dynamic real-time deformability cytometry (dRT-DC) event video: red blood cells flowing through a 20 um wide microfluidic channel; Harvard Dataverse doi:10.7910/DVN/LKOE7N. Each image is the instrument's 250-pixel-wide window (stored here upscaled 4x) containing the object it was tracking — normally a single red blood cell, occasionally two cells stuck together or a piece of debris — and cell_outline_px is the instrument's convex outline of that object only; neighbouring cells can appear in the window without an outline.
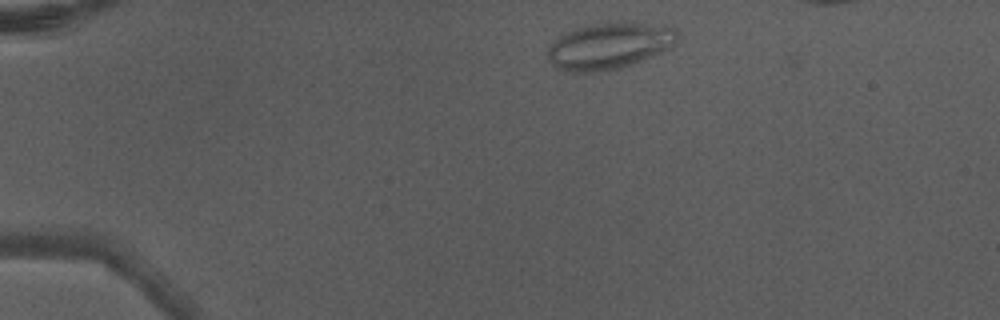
{"species": "Egyptian fruit bat (a non-hibernating species)", "species_latin": "Rousettus aegyptiacus", "temperature_condition": "warm", "stored_images_in_passage": 4, "camera_frame_rate_fps": 3000, "um_per_image_px": 0.085, "animal": {"sex": "male"}, "frame": {"image": 1, "passage_image": 1, "time_ms": 0.0, "image_size_px": [1000, 320], "cell_outline_px": [[676, 40], [668, 48], [660, 52], [632, 64], [620, 68], [604, 72], [572, 72], [560, 68], [552, 64], [548, 60], [548, 48], [564, 32], [588, 24], [624, 20], [672, 24], [676, 32]], "centroid_in_image_um": [51.82, 3.85], "position_along_channel_um": 33.2, "area_um2": 35.66}}
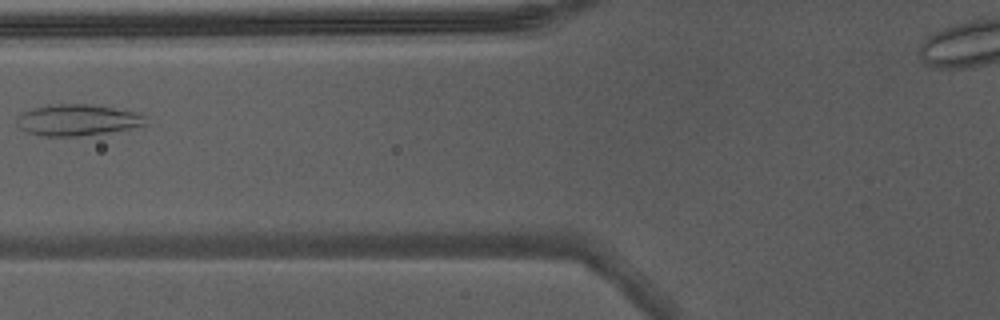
{"frame": {"image": 2, "passage_image": 4, "time_ms": 1.0, "image_size_px": [1000, 320], "cell_outline_px": [[144, 124], [128, 128], [80, 136], [40, 136], [28, 132], [20, 128], [16, 124], [16, 116], [20, 112], [32, 108], [48, 104], [88, 104], [112, 108], [132, 112], [144, 116]], "centroid_in_image_um": [6.42, 10.19], "position_along_channel_um": 119.4, "area_um2": 23.12}}